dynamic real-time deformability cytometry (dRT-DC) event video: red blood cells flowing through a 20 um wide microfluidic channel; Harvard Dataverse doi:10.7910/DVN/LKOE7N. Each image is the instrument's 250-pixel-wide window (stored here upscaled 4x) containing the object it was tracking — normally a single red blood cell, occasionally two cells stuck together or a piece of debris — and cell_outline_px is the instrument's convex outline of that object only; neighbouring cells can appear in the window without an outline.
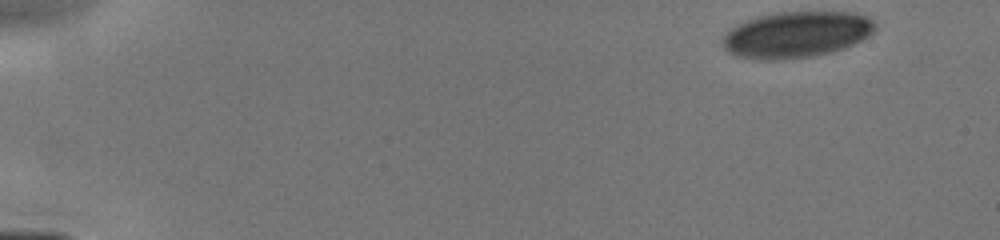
{"species": "human", "species_latin": "Homo sapiens", "temperature_condition": "cold", "stored_images_in_passage": 9, "camera_frame_rate_fps": 3000, "um_per_image_px": 0.085, "donor": {"sex": "male"}, "frame": {"image": 1, "passage_image": 1, "time_ms": 0.0, "image_size_px": [1000, 240], "cell_outline_px": [[876, 28], [868, 36], [844, 48], [832, 52], [812, 56], [784, 60], [760, 60], [740, 56], [728, 52], [724, 48], [724, 36], [736, 24], [744, 20], [756, 16], [780, 12], [852, 12], [868, 16], [876, 24]], "centroid_in_image_um": [67.7, 2.93], "position_along_channel_um": 17.3, "area_um2": 41.04}}
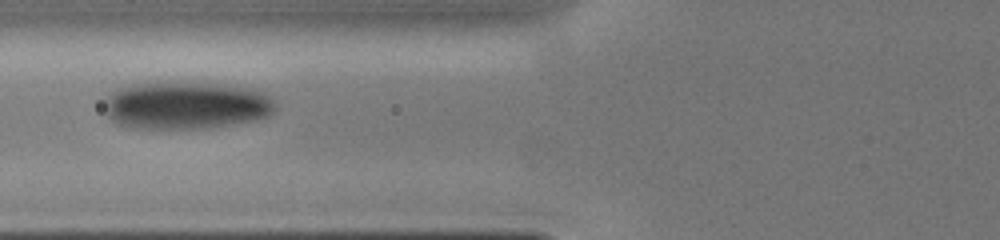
{"frame": {"image": 2, "passage_image": 7, "time_ms": 5.333, "image_size_px": [1000, 240], "cell_outline_px": [[276, 108], [268, 116], [256, 120], [212, 128], [132, 128], [116, 124], [104, 112], [104, 100], [116, 88], [132, 84], [156, 80], [172, 80], [224, 84], [256, 88], [264, 92], [276, 100]], "centroid_in_image_um": [15.82, 8.91], "position_along_channel_um": 110.0, "area_um2": 49.13}}
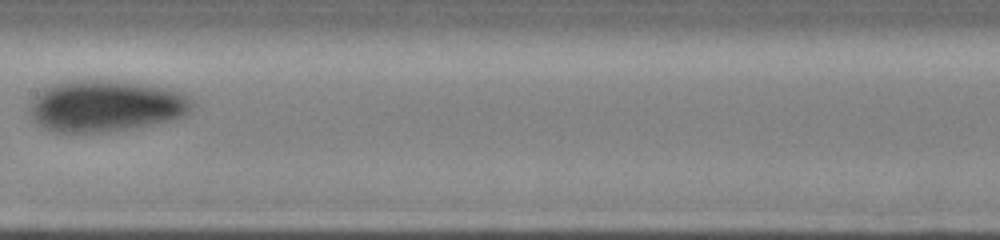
{"frame": {"image": 3, "passage_image": 9, "time_ms": 7.333, "image_size_px": [1000, 240], "cell_outline_px": [[192, 108], [184, 116], [168, 120], [128, 128], [96, 132], [56, 132], [40, 124], [36, 120], [32, 112], [32, 104], [36, 92], [52, 84], [64, 80], [124, 80], [152, 84], [172, 88], [184, 92], [192, 100]], "centroid_in_image_um": [9.05, 8.94], "position_along_channel_um": 198.3, "area_um2": 48.67}}